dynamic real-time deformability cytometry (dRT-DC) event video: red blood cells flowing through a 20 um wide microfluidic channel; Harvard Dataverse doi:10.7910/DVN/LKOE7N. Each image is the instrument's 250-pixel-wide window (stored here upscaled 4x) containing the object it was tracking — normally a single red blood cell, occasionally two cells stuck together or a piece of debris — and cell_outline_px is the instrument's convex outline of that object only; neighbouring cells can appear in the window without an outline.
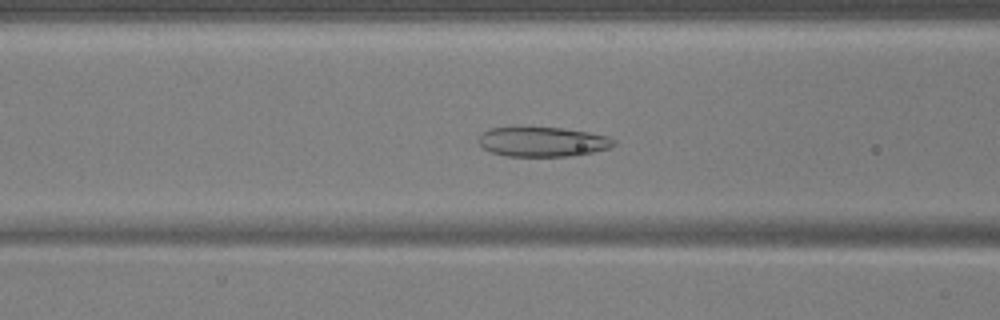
{"species": "common noctule bat (a hibernating species)", "species_latin": "Nyctalus noctula", "temperature_condition": "warm", "stored_images_in_passage": 42, "camera_frame_rate_fps": 3000, "um_per_image_px": 0.085, "animal": {"sex": "male", "body_mass_g": 17.9, "forearm_length_mm": 54.2}, "frame": {"image": 1, "passage_image": 9, "time_ms": 2.667, "image_size_px": [1000, 320], "cell_outline_px": [[616, 144], [608, 148], [592, 152], [572, 156], [508, 156], [492, 152], [484, 148], [476, 140], [480, 132], [488, 128], [564, 128], [588, 132], [608, 136], [616, 140]], "centroid_in_image_um": [46.11, 12.05], "position_along_channel_um": 120.5, "area_um2": 23.35}}
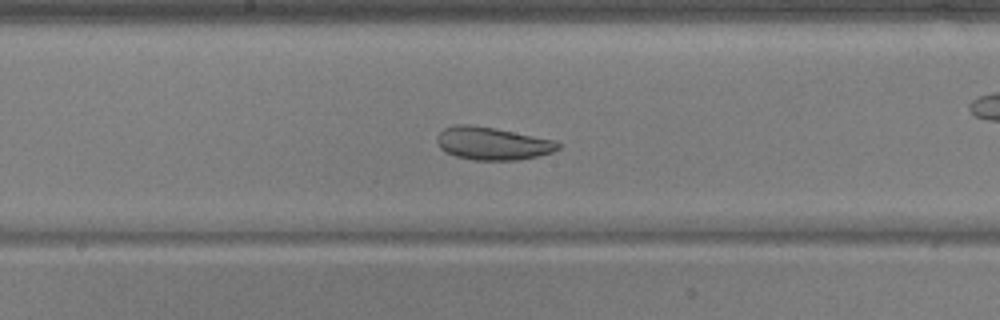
{"frame": {"image": 2, "passage_image": 16, "time_ms": 5.0, "image_size_px": [1000, 320], "cell_outline_px": [[560, 148], [552, 152], [536, 156], [516, 160], [472, 160], [456, 156], [440, 148], [436, 140], [436, 136], [444, 128], [456, 124], [472, 124], [496, 128], [556, 140], [560, 144]], "centroid_in_image_um": [41.85, 12.18], "position_along_channel_um": 206.3, "area_um2": 23.24}}
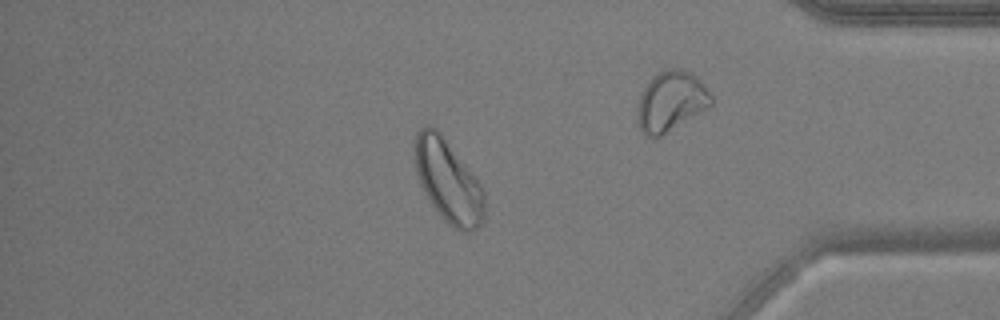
{"frame": {"image": 3, "passage_image": 34, "time_ms": 11.0, "image_size_px": [1000, 320], "cell_outline_px": [[484, 216], [480, 224], [472, 232], [460, 232], [448, 224], [444, 220], [432, 204], [420, 184], [416, 172], [416, 132], [420, 128], [428, 124], [436, 128], [440, 132], [476, 176], [484, 192]], "centroid_in_image_um": [38.12, 15.4], "position_along_channel_um": 397.1, "area_um2": 33.41}, "authors_computed_cell_mechanics": {"area_um2": 26.4724, "velocity_mm_per_s": 3.6713, "shape_relaxation_time_tau1_ms": 6.39, "shape_relaxation_time_tau2_ms": 2.3546, "deformation_change_tau1": 0.1294, "deformation_change_tau2": 0.083}}